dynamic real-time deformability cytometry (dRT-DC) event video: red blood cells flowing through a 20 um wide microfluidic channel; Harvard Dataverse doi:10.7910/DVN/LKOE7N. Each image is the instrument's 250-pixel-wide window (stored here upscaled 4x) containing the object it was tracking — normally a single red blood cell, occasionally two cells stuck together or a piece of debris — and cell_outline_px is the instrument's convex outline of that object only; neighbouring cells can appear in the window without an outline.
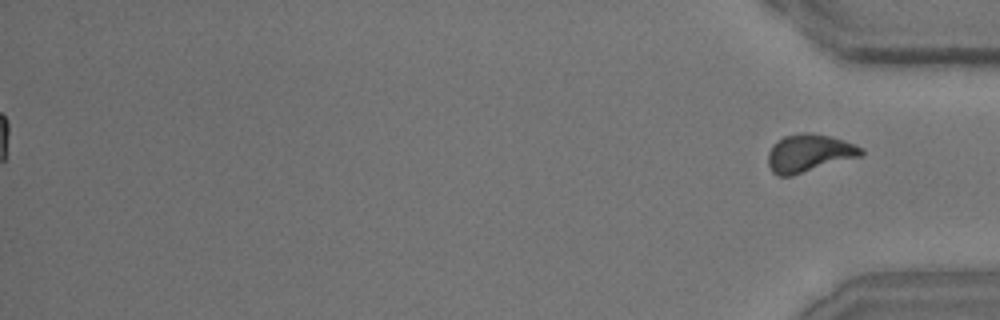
{"species": "common noctule bat (a hibernating species)", "species_latin": "Nyctalus noctula", "temperature_condition": "room temperature", "stored_images_in_passage": 50, "segment_of_instrument_passage": [2, 2], "camera_frame_rate_fps": 3000, "um_per_image_px": 0.085, "animal": {"sex": "male", "body_mass_g": 15.6}, "frame": {"image": 1, "passage_image": 50, "time_ms": 16.333, "image_size_px": [1000, 320], "cell_outline_px": [[864, 156], [792, 176], [776, 176], [772, 172], [768, 164], [768, 152], [772, 144], [784, 136], [804, 132], [812, 132], [832, 136], [844, 140], [864, 148]], "centroid_in_image_um": [68.8, 13.02], "position_along_channel_um": 366.4, "area_um2": 21.04}}